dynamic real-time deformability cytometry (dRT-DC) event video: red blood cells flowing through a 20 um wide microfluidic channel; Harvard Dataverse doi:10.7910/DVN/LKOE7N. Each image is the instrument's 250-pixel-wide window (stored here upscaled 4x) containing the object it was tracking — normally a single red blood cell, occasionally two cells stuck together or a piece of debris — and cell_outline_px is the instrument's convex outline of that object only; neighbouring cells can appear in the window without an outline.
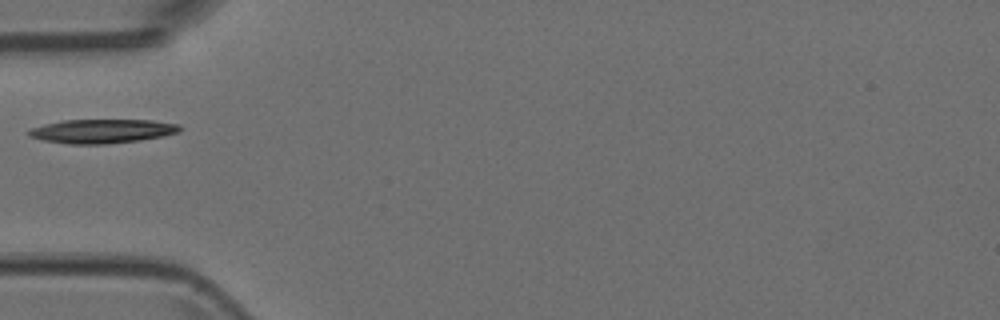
{"species": "Egyptian fruit bat (a non-hibernating species)", "species_latin": "Rousettus aegyptiacus", "temperature_condition": "room temperature", "stored_images_in_passage": 5, "camera_frame_rate_fps": 3000, "um_per_image_px": 0.085, "animal": {"sex": "female"}, "frame": {"image": 1, "passage_image": 3, "time_ms": 0.667, "image_size_px": [1000, 320], "cell_outline_px": [[184, 128], [176, 132], [164, 136], [140, 140], [108, 144], [68, 144], [44, 140], [28, 136], [24, 132], [32, 128], [44, 124], [64, 120], [152, 120], [180, 124]], "centroid_in_image_um": [8.68, 11.15], "position_along_channel_um": 76.3, "area_um2": 21.27}}
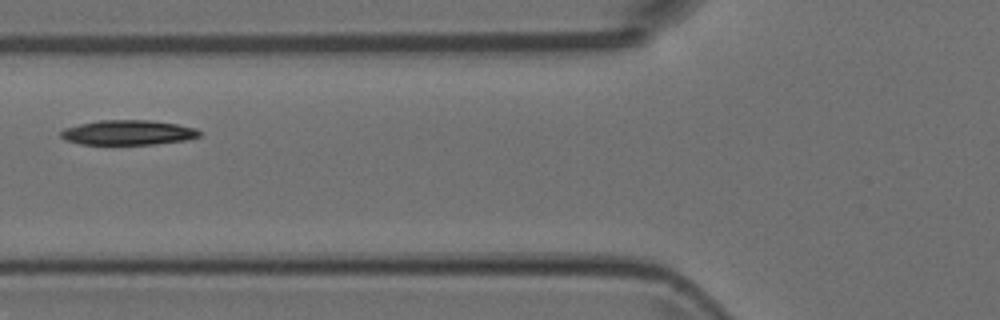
{"frame": {"image": 2, "passage_image": 4, "time_ms": 1.0, "image_size_px": [1000, 320], "cell_outline_px": [[200, 136], [188, 140], [156, 144], [80, 144], [64, 140], [60, 136], [60, 132], [64, 128], [80, 124], [100, 120], [152, 120], [176, 124], [196, 128], [200, 132]], "centroid_in_image_um": [10.89, 11.27], "position_along_channel_um": 114.9, "area_um2": 20.11}}
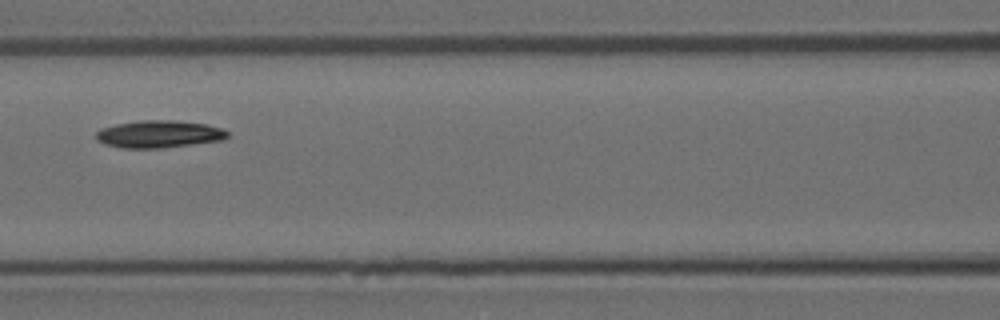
{"frame": {"image": 3, "passage_image": 5, "time_ms": 1.333, "image_size_px": [1000, 320], "cell_outline_px": [[228, 136], [224, 140], [160, 148], [120, 148], [104, 144], [96, 140], [96, 132], [104, 128], [116, 124], [140, 120], [176, 120], [204, 124], [220, 128], [228, 132]], "centroid_in_image_um": [13.49, 11.4], "position_along_channel_um": 153.1, "area_um2": 20.87}}